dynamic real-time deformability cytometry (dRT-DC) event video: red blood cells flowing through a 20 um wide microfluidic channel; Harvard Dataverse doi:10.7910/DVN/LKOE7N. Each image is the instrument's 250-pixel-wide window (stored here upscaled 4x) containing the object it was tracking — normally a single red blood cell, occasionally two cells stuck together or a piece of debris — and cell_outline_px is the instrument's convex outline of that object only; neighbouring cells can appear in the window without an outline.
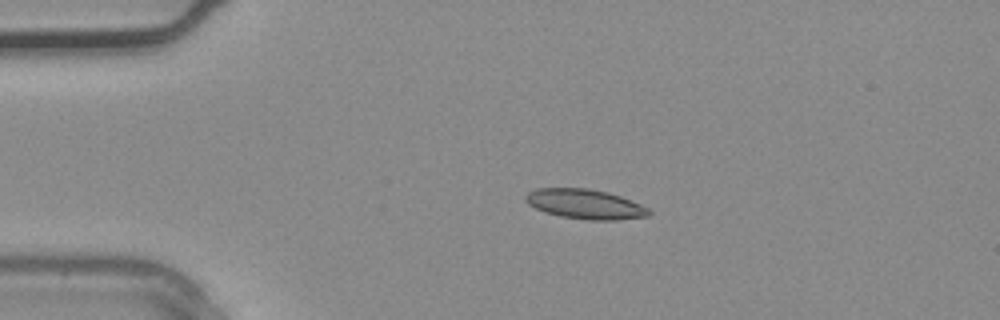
{"species": "common noctule bat (a hibernating species)", "species_latin": "Nyctalus noctula", "temperature_condition": "warm", "stored_images_in_passage": 29, "camera_frame_rate_fps": 3000, "um_per_image_px": 0.085, "animal": {"sex": "male", "body_mass_g": 20.4}, "frame": {"image": 1, "passage_image": 1, "time_ms": 0.0, "image_size_px": [1000, 320], "cell_outline_px": [[652, 212], [648, 216], [616, 220], [588, 220], [560, 216], [544, 212], [528, 204], [524, 200], [524, 196], [528, 192], [536, 188], [588, 188], [608, 192], [620, 196], [640, 204], [648, 208]], "centroid_in_image_um": [49.71, 17.34], "position_along_channel_um": 35.3, "area_um2": 21.44}}
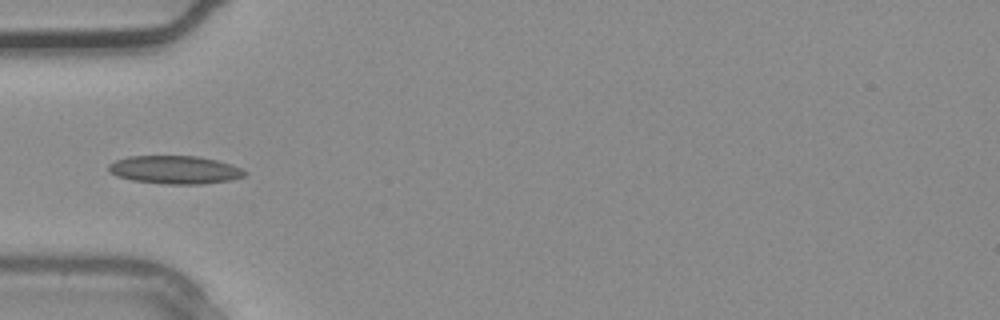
{"frame": {"image": 2, "passage_image": 5, "time_ms": 1.333, "image_size_px": [1000, 320], "cell_outline_px": [[248, 172], [244, 176], [228, 180], [204, 184], [164, 184], [132, 180], [116, 176], [108, 172], [108, 164], [116, 160], [128, 156], [200, 156], [216, 160], [240, 168]], "centroid_in_image_um": [14.82, 14.43], "position_along_channel_um": 70.2, "area_um2": 22.31}}